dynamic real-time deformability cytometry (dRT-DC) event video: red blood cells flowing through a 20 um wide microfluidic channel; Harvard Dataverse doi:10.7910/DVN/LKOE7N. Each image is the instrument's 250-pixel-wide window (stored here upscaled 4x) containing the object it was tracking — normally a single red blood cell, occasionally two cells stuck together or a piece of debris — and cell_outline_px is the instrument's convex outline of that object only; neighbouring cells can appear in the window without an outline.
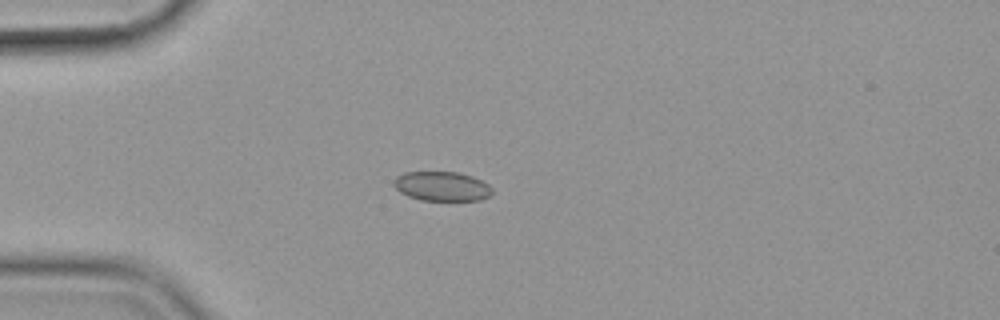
{"species": "common noctule bat (a hibernating species)", "species_latin": "Nyctalus noctula", "temperature_condition": "cold", "stored_images_in_passage": 42, "camera_frame_rate_fps": 3000, "um_per_image_px": 0.085, "animal": {"sex": "female", "body_mass_g": 19.9}, "frame": {"image": 1, "passage_image": 1, "time_ms": 0.0, "image_size_px": [1000, 320], "cell_outline_px": [[492, 192], [488, 196], [480, 200], [420, 200], [408, 196], [400, 192], [392, 184], [392, 180], [396, 176], [404, 172], [456, 172], [472, 176], [488, 184], [492, 188]], "centroid_in_image_um": [37.52, 15.83], "position_along_channel_um": 47.5, "area_um2": 16.88}}
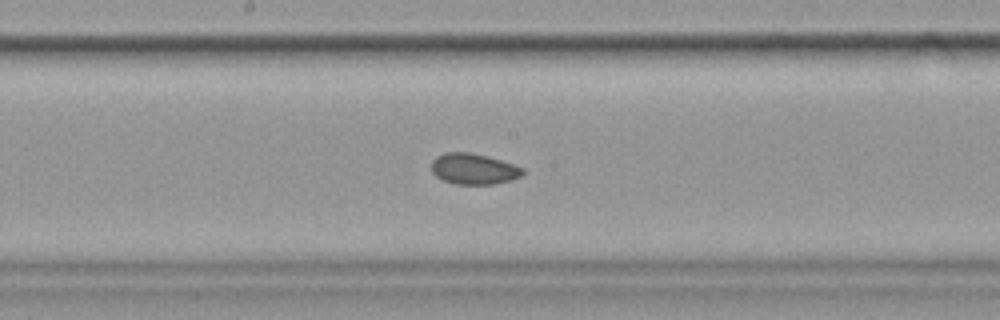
{"frame": {"image": 2, "passage_image": 16, "time_ms": 5.0, "image_size_px": [1000, 320], "cell_outline_px": [[524, 172], [520, 176], [512, 180], [492, 184], [456, 184], [444, 180], [436, 176], [432, 172], [432, 160], [436, 156], [444, 152], [468, 152], [500, 160], [524, 168]], "centroid_in_image_um": [40.24, 14.36], "position_along_channel_um": 208.0, "area_um2": 16.24}}
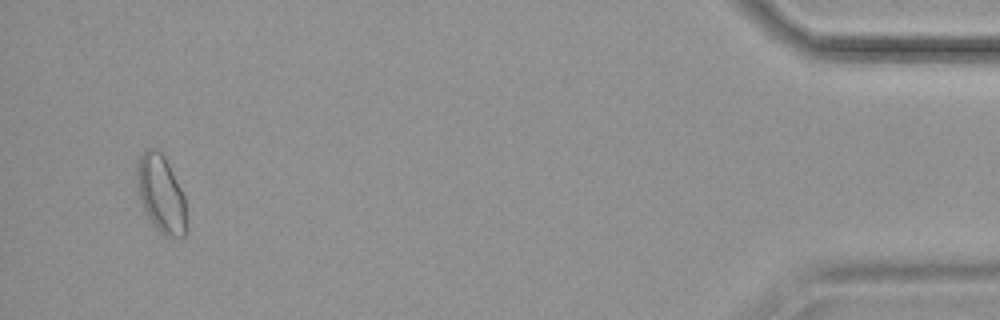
{"frame": {"image": 3, "passage_image": 40, "time_ms": 13.0, "image_size_px": [1000, 320], "cell_outline_px": [[188, 228], [184, 236], [164, 236], [156, 228], [148, 216], [140, 200], [136, 184], [136, 164], [140, 156], [148, 148], [160, 148], [184, 196]], "centroid_in_image_um": [13.68, 16.47], "position_along_channel_um": 421.5, "area_um2": 22.43}, "authors_computed_cell_mechanics": {"area_um2": 17.0221, "velocity_mm_per_s": 3.5779, "shape_relaxation_time_tau1_ms": null, "shape_relaxation_time_tau2_ms": 1.9249, "deformation_change_tau1": null, "deformation_change_tau2": 0.054}}